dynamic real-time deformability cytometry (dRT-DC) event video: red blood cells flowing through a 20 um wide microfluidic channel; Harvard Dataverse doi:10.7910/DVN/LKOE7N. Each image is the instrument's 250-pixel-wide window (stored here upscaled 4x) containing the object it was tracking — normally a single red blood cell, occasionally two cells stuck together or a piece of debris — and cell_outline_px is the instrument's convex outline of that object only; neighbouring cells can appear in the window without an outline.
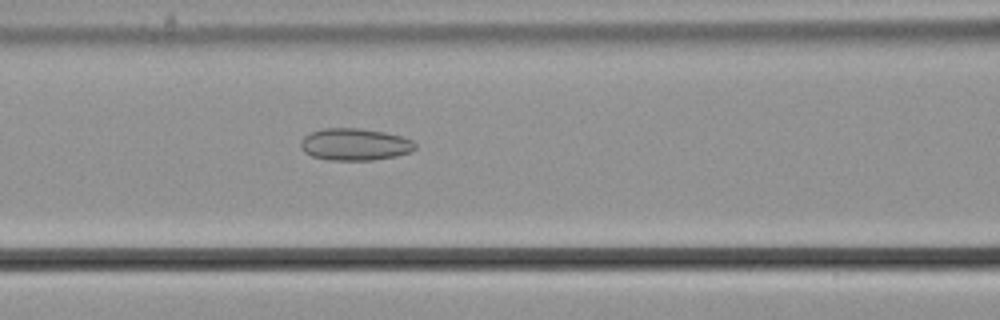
{"species": "common noctule bat (a hibernating species)", "species_latin": "Nyctalus noctula", "temperature_condition": "cold", "stored_images_in_passage": 43, "camera_frame_rate_fps": 3000, "um_per_image_px": 0.085, "animal": {"sex": "male", "body_mass_g": 21.5, "forearm_length_mm": 52.0}, "frame": {"image": 1, "passage_image": 11, "time_ms": 3.333, "image_size_px": [1000, 320], "cell_outline_px": [[416, 148], [408, 152], [396, 156], [372, 160], [328, 160], [312, 156], [304, 152], [300, 148], [300, 140], [308, 132], [324, 128], [360, 128], [384, 132], [400, 136], [412, 140], [416, 144]], "centroid_in_image_um": [30.11, 12.27], "position_along_channel_um": 136.5, "area_um2": 21.5}}
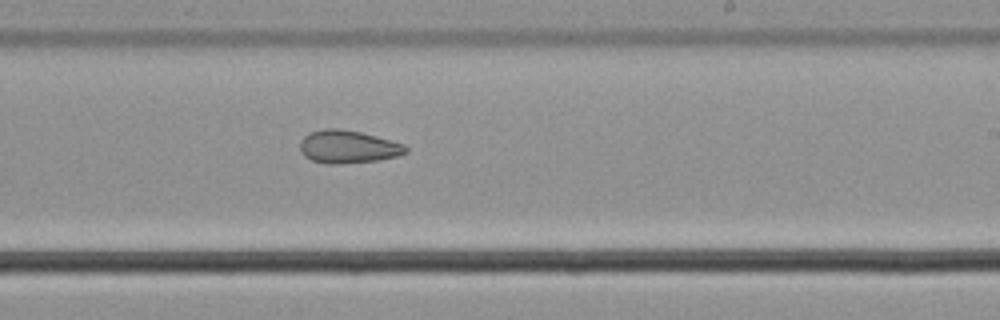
{"frame": {"image": 2, "passage_image": 21, "time_ms": 6.667, "image_size_px": [1000, 320], "cell_outline_px": [[408, 152], [396, 156], [376, 160], [336, 164], [328, 164], [312, 160], [304, 156], [300, 152], [300, 140], [308, 132], [324, 128], [340, 128], [360, 132], [376, 136], [404, 144], [408, 148]], "centroid_in_image_um": [29.54, 12.46], "position_along_channel_um": 259.5, "area_um2": 20.29}}
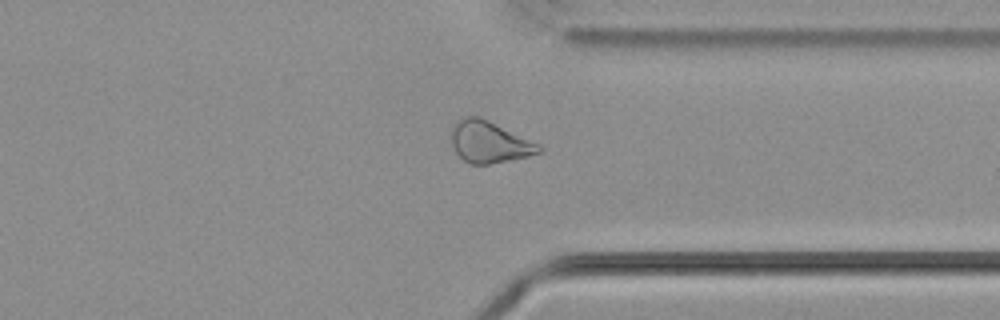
{"frame": {"image": 3, "passage_image": 30, "time_ms": 9.667, "image_size_px": [1000, 320], "cell_outline_px": [[544, 148], [540, 152], [528, 156], [488, 164], [472, 164], [464, 160], [456, 152], [452, 144], [452, 128], [456, 120], [460, 116], [480, 116], [540, 144]], "centroid_in_image_um": [41.59, 12.04], "position_along_channel_um": 369.8, "area_um2": 21.21}, "authors_computed_cell_mechanics": {"area_um2": 21.6172, "velocity_mm_per_s": 3.6928, "shape_relaxation_time_tau1_ms": null, "shape_relaxation_time_tau2_ms": 3.8914, "deformation_change_tau1": null, "deformation_change_tau2": 0.1007}}